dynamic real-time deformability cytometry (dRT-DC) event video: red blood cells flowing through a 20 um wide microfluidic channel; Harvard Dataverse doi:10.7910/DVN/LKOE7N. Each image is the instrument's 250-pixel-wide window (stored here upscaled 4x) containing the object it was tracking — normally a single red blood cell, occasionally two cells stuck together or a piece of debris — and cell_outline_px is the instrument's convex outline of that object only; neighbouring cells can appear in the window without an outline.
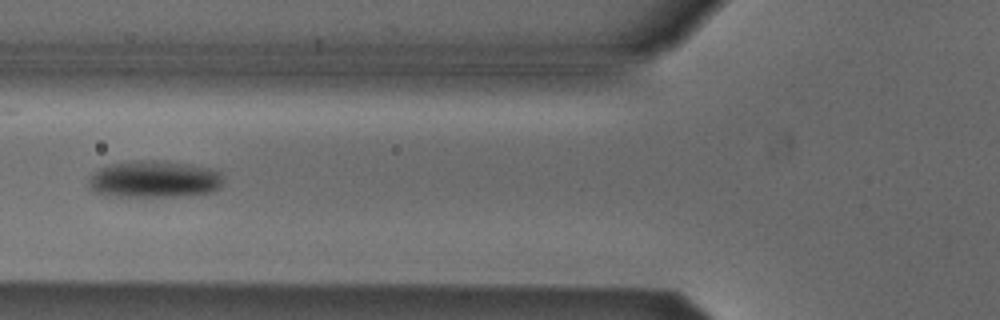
{"species": "Egyptian fruit bat (a non-hibernating species)", "species_latin": "Rousettus aegyptiacus", "temperature_condition": "cold", "stored_images_in_passage": 7, "camera_frame_rate_fps": 3000, "um_per_image_px": 0.085, "animal": {"sex": "male"}, "frame": {"image": 1, "passage_image": 5, "time_ms": 6.0, "image_size_px": [1000, 320], "cell_outline_px": [[224, 184], [220, 188], [212, 192], [184, 196], [116, 196], [96, 192], [88, 184], [88, 180], [100, 168], [116, 164], [136, 160], [164, 160], [192, 164], [208, 168], [220, 172], [224, 180]], "centroid_in_image_um": [13.21, 15.23], "position_along_channel_um": 112.6, "area_um2": 28.96}}